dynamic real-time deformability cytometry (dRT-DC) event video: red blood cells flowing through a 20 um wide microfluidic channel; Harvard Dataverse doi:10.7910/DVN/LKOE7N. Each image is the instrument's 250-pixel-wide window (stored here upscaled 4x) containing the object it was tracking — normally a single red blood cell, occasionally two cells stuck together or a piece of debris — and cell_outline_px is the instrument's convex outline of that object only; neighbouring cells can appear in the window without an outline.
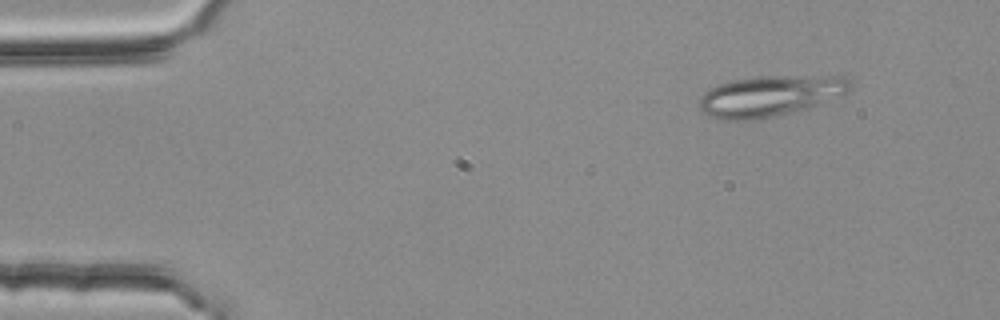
{"species": "common noctule bat (a hibernating species)", "species_latin": "Nyctalus noctula", "temperature_condition": "room temperature", "stored_images_in_passage": 4, "camera_frame_rate_fps": 3000, "um_per_image_px": 0.085, "animal": {"sex": "female", "body_mass_g": 25.1}, "frame": {"image": 1, "passage_image": 2, "time_ms": 0.333, "image_size_px": [1000, 320], "cell_outline_px": [[856, 88], [848, 92], [808, 108], [772, 116], [748, 120], [724, 120], [700, 112], [696, 104], [700, 96], [708, 88], [720, 84], [736, 80], [756, 76], [852, 76]], "centroid_in_image_um": [65.49, 8.13], "position_along_channel_um": 19.5, "area_um2": 36.24}}